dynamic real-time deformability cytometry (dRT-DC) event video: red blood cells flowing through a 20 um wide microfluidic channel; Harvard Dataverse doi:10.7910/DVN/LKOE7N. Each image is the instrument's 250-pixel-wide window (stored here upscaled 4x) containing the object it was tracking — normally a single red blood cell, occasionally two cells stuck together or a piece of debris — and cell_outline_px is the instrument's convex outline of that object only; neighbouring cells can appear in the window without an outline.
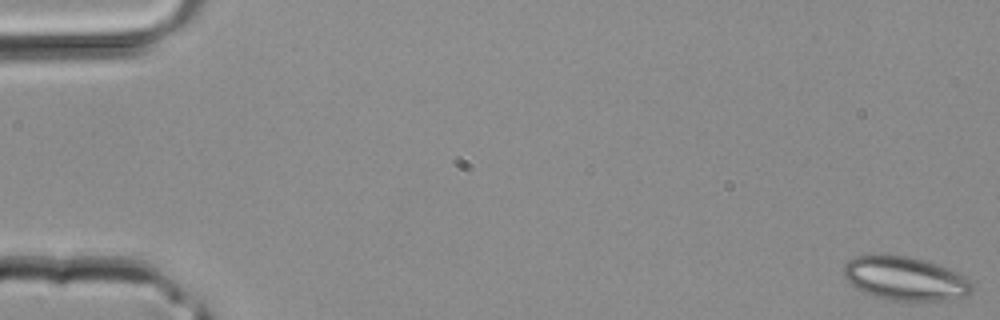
{"species": "common noctule bat (a hibernating species)", "species_latin": "Nyctalus noctula", "temperature_condition": "room temperature", "stored_images_in_passage": 40, "camera_frame_rate_fps": 3000, "um_per_image_px": 0.085, "animal": {"sex": "male", "body_mass_g": 20.4}, "frame": {"image": 1, "passage_image": 1, "time_ms": 0.0, "image_size_px": [1000, 320], "cell_outline_px": [[972, 292], [964, 296], [948, 300], [916, 304], [884, 300], [864, 292], [856, 288], [844, 276], [844, 264], [848, 260], [856, 256], [884, 252], [908, 256], [924, 260], [948, 268], [964, 276], [972, 284]], "centroid_in_image_um": [76.92, 23.7], "position_along_channel_um": 8.1, "area_um2": 33.93}}
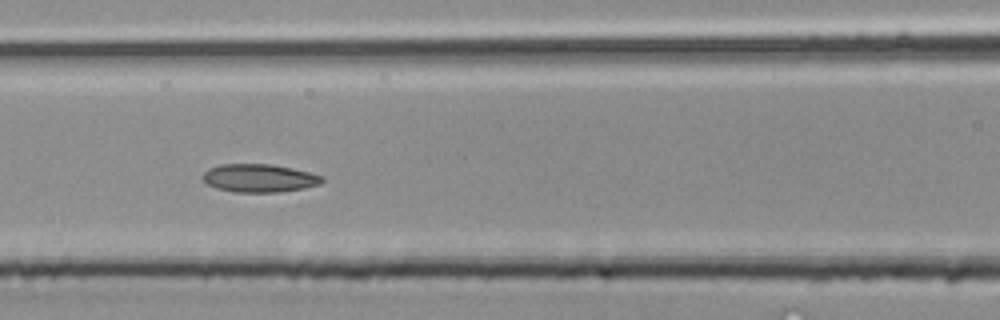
{"frame": {"image": 2, "passage_image": 18, "time_ms": 5.667, "image_size_px": [1000, 320], "cell_outline_px": [[324, 180], [320, 184], [304, 188], [276, 192], [236, 192], [216, 188], [208, 184], [204, 180], [204, 172], [208, 168], [220, 164], [272, 164], [292, 168], [324, 176]], "centroid_in_image_um": [22.05, 15.13], "position_along_channel_um": 144.6, "area_um2": 19.48}}
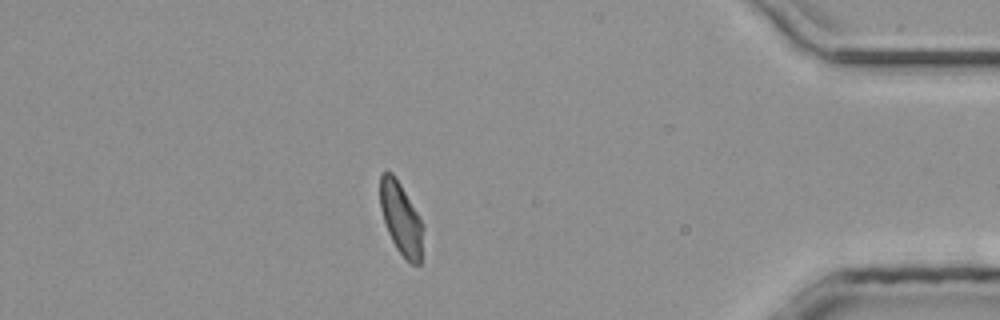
{"frame": {"image": 3, "passage_image": 35, "time_ms": 11.333, "image_size_px": [1000, 320], "cell_outline_px": [[424, 228], [420, 264], [412, 264], [396, 248], [388, 232], [380, 208], [380, 176], [384, 172], [392, 172], [400, 184], [416, 212]], "centroid_in_image_um": [34.08, 18.59], "position_along_channel_um": 401.1, "area_um2": 17.69}}